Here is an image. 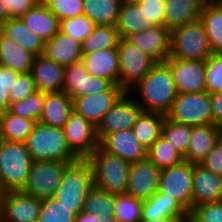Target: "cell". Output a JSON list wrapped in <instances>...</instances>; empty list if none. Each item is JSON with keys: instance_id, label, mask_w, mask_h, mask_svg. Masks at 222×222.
<instances>
[{"instance_id": "cell-1", "label": "cell", "mask_w": 222, "mask_h": 222, "mask_svg": "<svg viewBox=\"0 0 222 222\" xmlns=\"http://www.w3.org/2000/svg\"><path fill=\"white\" fill-rule=\"evenodd\" d=\"M128 92L143 111L160 112L165 115L178 94L171 69L165 62L156 63Z\"/></svg>"}, {"instance_id": "cell-2", "label": "cell", "mask_w": 222, "mask_h": 222, "mask_svg": "<svg viewBox=\"0 0 222 222\" xmlns=\"http://www.w3.org/2000/svg\"><path fill=\"white\" fill-rule=\"evenodd\" d=\"M33 162H75L80 157L69 147L63 128L36 122L32 133L24 142Z\"/></svg>"}, {"instance_id": "cell-3", "label": "cell", "mask_w": 222, "mask_h": 222, "mask_svg": "<svg viewBox=\"0 0 222 222\" xmlns=\"http://www.w3.org/2000/svg\"><path fill=\"white\" fill-rule=\"evenodd\" d=\"M93 186L91 164L86 158H80L66 166L53 197L77 216L83 211L86 196Z\"/></svg>"}, {"instance_id": "cell-4", "label": "cell", "mask_w": 222, "mask_h": 222, "mask_svg": "<svg viewBox=\"0 0 222 222\" xmlns=\"http://www.w3.org/2000/svg\"><path fill=\"white\" fill-rule=\"evenodd\" d=\"M32 163L25 143L0 140V193L23 190Z\"/></svg>"}, {"instance_id": "cell-5", "label": "cell", "mask_w": 222, "mask_h": 222, "mask_svg": "<svg viewBox=\"0 0 222 222\" xmlns=\"http://www.w3.org/2000/svg\"><path fill=\"white\" fill-rule=\"evenodd\" d=\"M94 186L113 194H125L131 163L98 146L87 158Z\"/></svg>"}, {"instance_id": "cell-6", "label": "cell", "mask_w": 222, "mask_h": 222, "mask_svg": "<svg viewBox=\"0 0 222 222\" xmlns=\"http://www.w3.org/2000/svg\"><path fill=\"white\" fill-rule=\"evenodd\" d=\"M204 24L200 19L171 31L170 56L180 60H206L212 55Z\"/></svg>"}, {"instance_id": "cell-7", "label": "cell", "mask_w": 222, "mask_h": 222, "mask_svg": "<svg viewBox=\"0 0 222 222\" xmlns=\"http://www.w3.org/2000/svg\"><path fill=\"white\" fill-rule=\"evenodd\" d=\"M166 118L189 126L213 124L211 94L207 91L177 94Z\"/></svg>"}, {"instance_id": "cell-8", "label": "cell", "mask_w": 222, "mask_h": 222, "mask_svg": "<svg viewBox=\"0 0 222 222\" xmlns=\"http://www.w3.org/2000/svg\"><path fill=\"white\" fill-rule=\"evenodd\" d=\"M119 54V86L128 92L144 78L156 62L126 38L120 37Z\"/></svg>"}, {"instance_id": "cell-9", "label": "cell", "mask_w": 222, "mask_h": 222, "mask_svg": "<svg viewBox=\"0 0 222 222\" xmlns=\"http://www.w3.org/2000/svg\"><path fill=\"white\" fill-rule=\"evenodd\" d=\"M72 162L36 161L32 163L23 192L39 200L53 197L66 166Z\"/></svg>"}, {"instance_id": "cell-10", "label": "cell", "mask_w": 222, "mask_h": 222, "mask_svg": "<svg viewBox=\"0 0 222 222\" xmlns=\"http://www.w3.org/2000/svg\"><path fill=\"white\" fill-rule=\"evenodd\" d=\"M193 163L181 164L160 171L158 192L176 200L189 214L192 211Z\"/></svg>"}, {"instance_id": "cell-11", "label": "cell", "mask_w": 222, "mask_h": 222, "mask_svg": "<svg viewBox=\"0 0 222 222\" xmlns=\"http://www.w3.org/2000/svg\"><path fill=\"white\" fill-rule=\"evenodd\" d=\"M142 111L133 96L125 92L96 127L98 141L105 135L132 129Z\"/></svg>"}, {"instance_id": "cell-12", "label": "cell", "mask_w": 222, "mask_h": 222, "mask_svg": "<svg viewBox=\"0 0 222 222\" xmlns=\"http://www.w3.org/2000/svg\"><path fill=\"white\" fill-rule=\"evenodd\" d=\"M41 200L20 191L0 193V222H37Z\"/></svg>"}, {"instance_id": "cell-13", "label": "cell", "mask_w": 222, "mask_h": 222, "mask_svg": "<svg viewBox=\"0 0 222 222\" xmlns=\"http://www.w3.org/2000/svg\"><path fill=\"white\" fill-rule=\"evenodd\" d=\"M114 84L88 73L82 61L65 67L62 91L73 100L76 97L108 91Z\"/></svg>"}, {"instance_id": "cell-14", "label": "cell", "mask_w": 222, "mask_h": 222, "mask_svg": "<svg viewBox=\"0 0 222 222\" xmlns=\"http://www.w3.org/2000/svg\"><path fill=\"white\" fill-rule=\"evenodd\" d=\"M165 63L171 69L178 94L206 91L205 60H180L170 56Z\"/></svg>"}, {"instance_id": "cell-15", "label": "cell", "mask_w": 222, "mask_h": 222, "mask_svg": "<svg viewBox=\"0 0 222 222\" xmlns=\"http://www.w3.org/2000/svg\"><path fill=\"white\" fill-rule=\"evenodd\" d=\"M63 131L69 147L80 158H87L99 146L96 127L75 111L70 113Z\"/></svg>"}, {"instance_id": "cell-16", "label": "cell", "mask_w": 222, "mask_h": 222, "mask_svg": "<svg viewBox=\"0 0 222 222\" xmlns=\"http://www.w3.org/2000/svg\"><path fill=\"white\" fill-rule=\"evenodd\" d=\"M160 171L148 157L131 163L125 194L140 200L149 199L158 191Z\"/></svg>"}, {"instance_id": "cell-17", "label": "cell", "mask_w": 222, "mask_h": 222, "mask_svg": "<svg viewBox=\"0 0 222 222\" xmlns=\"http://www.w3.org/2000/svg\"><path fill=\"white\" fill-rule=\"evenodd\" d=\"M124 93L120 86L113 85L105 92L76 97L73 100V111L97 127L104 115Z\"/></svg>"}, {"instance_id": "cell-18", "label": "cell", "mask_w": 222, "mask_h": 222, "mask_svg": "<svg viewBox=\"0 0 222 222\" xmlns=\"http://www.w3.org/2000/svg\"><path fill=\"white\" fill-rule=\"evenodd\" d=\"M156 63L170 57L171 30L165 26H154L145 31L133 33L126 38Z\"/></svg>"}, {"instance_id": "cell-19", "label": "cell", "mask_w": 222, "mask_h": 222, "mask_svg": "<svg viewBox=\"0 0 222 222\" xmlns=\"http://www.w3.org/2000/svg\"><path fill=\"white\" fill-rule=\"evenodd\" d=\"M99 146L108 153L134 163L147 158V149L134 136L132 129L105 135Z\"/></svg>"}, {"instance_id": "cell-20", "label": "cell", "mask_w": 222, "mask_h": 222, "mask_svg": "<svg viewBox=\"0 0 222 222\" xmlns=\"http://www.w3.org/2000/svg\"><path fill=\"white\" fill-rule=\"evenodd\" d=\"M222 201V176L201 164H193L192 209L200 204Z\"/></svg>"}, {"instance_id": "cell-21", "label": "cell", "mask_w": 222, "mask_h": 222, "mask_svg": "<svg viewBox=\"0 0 222 222\" xmlns=\"http://www.w3.org/2000/svg\"><path fill=\"white\" fill-rule=\"evenodd\" d=\"M65 67L45 58L43 55L35 57L30 70L36 89L42 93H56L62 91Z\"/></svg>"}, {"instance_id": "cell-22", "label": "cell", "mask_w": 222, "mask_h": 222, "mask_svg": "<svg viewBox=\"0 0 222 222\" xmlns=\"http://www.w3.org/2000/svg\"><path fill=\"white\" fill-rule=\"evenodd\" d=\"M81 61L89 74L104 78L119 86V54L117 48L83 53Z\"/></svg>"}, {"instance_id": "cell-23", "label": "cell", "mask_w": 222, "mask_h": 222, "mask_svg": "<svg viewBox=\"0 0 222 222\" xmlns=\"http://www.w3.org/2000/svg\"><path fill=\"white\" fill-rule=\"evenodd\" d=\"M42 55L58 65L67 67L82 59V44L58 31L50 40L45 41Z\"/></svg>"}, {"instance_id": "cell-24", "label": "cell", "mask_w": 222, "mask_h": 222, "mask_svg": "<svg viewBox=\"0 0 222 222\" xmlns=\"http://www.w3.org/2000/svg\"><path fill=\"white\" fill-rule=\"evenodd\" d=\"M220 131L214 124L193 126L184 161L200 164L220 138Z\"/></svg>"}, {"instance_id": "cell-25", "label": "cell", "mask_w": 222, "mask_h": 222, "mask_svg": "<svg viewBox=\"0 0 222 222\" xmlns=\"http://www.w3.org/2000/svg\"><path fill=\"white\" fill-rule=\"evenodd\" d=\"M207 0H165L164 26L171 31L200 19Z\"/></svg>"}, {"instance_id": "cell-26", "label": "cell", "mask_w": 222, "mask_h": 222, "mask_svg": "<svg viewBox=\"0 0 222 222\" xmlns=\"http://www.w3.org/2000/svg\"><path fill=\"white\" fill-rule=\"evenodd\" d=\"M20 18L27 28L41 37L44 42L50 40L59 31V19L44 2L36 3Z\"/></svg>"}, {"instance_id": "cell-27", "label": "cell", "mask_w": 222, "mask_h": 222, "mask_svg": "<svg viewBox=\"0 0 222 222\" xmlns=\"http://www.w3.org/2000/svg\"><path fill=\"white\" fill-rule=\"evenodd\" d=\"M73 111V99L65 92L45 93L40 123L63 128Z\"/></svg>"}, {"instance_id": "cell-28", "label": "cell", "mask_w": 222, "mask_h": 222, "mask_svg": "<svg viewBox=\"0 0 222 222\" xmlns=\"http://www.w3.org/2000/svg\"><path fill=\"white\" fill-rule=\"evenodd\" d=\"M142 220L157 218H187L189 213L173 198L160 192L154 193L142 203Z\"/></svg>"}, {"instance_id": "cell-29", "label": "cell", "mask_w": 222, "mask_h": 222, "mask_svg": "<svg viewBox=\"0 0 222 222\" xmlns=\"http://www.w3.org/2000/svg\"><path fill=\"white\" fill-rule=\"evenodd\" d=\"M115 26L119 36L127 38L133 33L145 31L156 25L148 22L147 14L140 4L122 2Z\"/></svg>"}, {"instance_id": "cell-30", "label": "cell", "mask_w": 222, "mask_h": 222, "mask_svg": "<svg viewBox=\"0 0 222 222\" xmlns=\"http://www.w3.org/2000/svg\"><path fill=\"white\" fill-rule=\"evenodd\" d=\"M3 35L35 56L43 53L44 40L28 29L20 17L10 18L4 22Z\"/></svg>"}, {"instance_id": "cell-31", "label": "cell", "mask_w": 222, "mask_h": 222, "mask_svg": "<svg viewBox=\"0 0 222 222\" xmlns=\"http://www.w3.org/2000/svg\"><path fill=\"white\" fill-rule=\"evenodd\" d=\"M200 20L204 24L213 53H222V1L207 0L201 10Z\"/></svg>"}, {"instance_id": "cell-32", "label": "cell", "mask_w": 222, "mask_h": 222, "mask_svg": "<svg viewBox=\"0 0 222 222\" xmlns=\"http://www.w3.org/2000/svg\"><path fill=\"white\" fill-rule=\"evenodd\" d=\"M35 55L23 49L19 44L2 35L0 37V65L18 71L30 72Z\"/></svg>"}, {"instance_id": "cell-33", "label": "cell", "mask_w": 222, "mask_h": 222, "mask_svg": "<svg viewBox=\"0 0 222 222\" xmlns=\"http://www.w3.org/2000/svg\"><path fill=\"white\" fill-rule=\"evenodd\" d=\"M166 116L160 112L142 111L132 131L137 140L148 150L161 136Z\"/></svg>"}, {"instance_id": "cell-34", "label": "cell", "mask_w": 222, "mask_h": 222, "mask_svg": "<svg viewBox=\"0 0 222 222\" xmlns=\"http://www.w3.org/2000/svg\"><path fill=\"white\" fill-rule=\"evenodd\" d=\"M36 124L34 120L10 113L0 114V140L24 143Z\"/></svg>"}, {"instance_id": "cell-35", "label": "cell", "mask_w": 222, "mask_h": 222, "mask_svg": "<svg viewBox=\"0 0 222 222\" xmlns=\"http://www.w3.org/2000/svg\"><path fill=\"white\" fill-rule=\"evenodd\" d=\"M122 0H83V15L96 25L115 26Z\"/></svg>"}, {"instance_id": "cell-36", "label": "cell", "mask_w": 222, "mask_h": 222, "mask_svg": "<svg viewBox=\"0 0 222 222\" xmlns=\"http://www.w3.org/2000/svg\"><path fill=\"white\" fill-rule=\"evenodd\" d=\"M119 39L116 26L97 25L94 31L82 42V53L117 48Z\"/></svg>"}, {"instance_id": "cell-37", "label": "cell", "mask_w": 222, "mask_h": 222, "mask_svg": "<svg viewBox=\"0 0 222 222\" xmlns=\"http://www.w3.org/2000/svg\"><path fill=\"white\" fill-rule=\"evenodd\" d=\"M116 194L93 186L86 196L83 211L102 219L114 215Z\"/></svg>"}, {"instance_id": "cell-38", "label": "cell", "mask_w": 222, "mask_h": 222, "mask_svg": "<svg viewBox=\"0 0 222 222\" xmlns=\"http://www.w3.org/2000/svg\"><path fill=\"white\" fill-rule=\"evenodd\" d=\"M147 157L160 169L181 164L183 156L162 135L147 150Z\"/></svg>"}, {"instance_id": "cell-39", "label": "cell", "mask_w": 222, "mask_h": 222, "mask_svg": "<svg viewBox=\"0 0 222 222\" xmlns=\"http://www.w3.org/2000/svg\"><path fill=\"white\" fill-rule=\"evenodd\" d=\"M192 126L165 118L161 135L184 157L189 147Z\"/></svg>"}, {"instance_id": "cell-40", "label": "cell", "mask_w": 222, "mask_h": 222, "mask_svg": "<svg viewBox=\"0 0 222 222\" xmlns=\"http://www.w3.org/2000/svg\"><path fill=\"white\" fill-rule=\"evenodd\" d=\"M45 93L35 91L25 99L10 103L8 111L20 117H26L39 122L43 111Z\"/></svg>"}, {"instance_id": "cell-41", "label": "cell", "mask_w": 222, "mask_h": 222, "mask_svg": "<svg viewBox=\"0 0 222 222\" xmlns=\"http://www.w3.org/2000/svg\"><path fill=\"white\" fill-rule=\"evenodd\" d=\"M143 200L127 194H116L114 216L117 222H141Z\"/></svg>"}, {"instance_id": "cell-42", "label": "cell", "mask_w": 222, "mask_h": 222, "mask_svg": "<svg viewBox=\"0 0 222 222\" xmlns=\"http://www.w3.org/2000/svg\"><path fill=\"white\" fill-rule=\"evenodd\" d=\"M76 216L71 209L63 206L54 197L41 200V208L37 222H75Z\"/></svg>"}, {"instance_id": "cell-43", "label": "cell", "mask_w": 222, "mask_h": 222, "mask_svg": "<svg viewBox=\"0 0 222 222\" xmlns=\"http://www.w3.org/2000/svg\"><path fill=\"white\" fill-rule=\"evenodd\" d=\"M96 26L86 15H80L60 21L59 31L82 44Z\"/></svg>"}, {"instance_id": "cell-44", "label": "cell", "mask_w": 222, "mask_h": 222, "mask_svg": "<svg viewBox=\"0 0 222 222\" xmlns=\"http://www.w3.org/2000/svg\"><path fill=\"white\" fill-rule=\"evenodd\" d=\"M205 88L209 94L222 92V53H212L205 60Z\"/></svg>"}, {"instance_id": "cell-45", "label": "cell", "mask_w": 222, "mask_h": 222, "mask_svg": "<svg viewBox=\"0 0 222 222\" xmlns=\"http://www.w3.org/2000/svg\"><path fill=\"white\" fill-rule=\"evenodd\" d=\"M44 3L59 21L83 15V0H46Z\"/></svg>"}, {"instance_id": "cell-46", "label": "cell", "mask_w": 222, "mask_h": 222, "mask_svg": "<svg viewBox=\"0 0 222 222\" xmlns=\"http://www.w3.org/2000/svg\"><path fill=\"white\" fill-rule=\"evenodd\" d=\"M20 72L0 65V114L6 112L10 106V90Z\"/></svg>"}, {"instance_id": "cell-47", "label": "cell", "mask_w": 222, "mask_h": 222, "mask_svg": "<svg viewBox=\"0 0 222 222\" xmlns=\"http://www.w3.org/2000/svg\"><path fill=\"white\" fill-rule=\"evenodd\" d=\"M190 214L198 222H222V201L200 204Z\"/></svg>"}, {"instance_id": "cell-48", "label": "cell", "mask_w": 222, "mask_h": 222, "mask_svg": "<svg viewBox=\"0 0 222 222\" xmlns=\"http://www.w3.org/2000/svg\"><path fill=\"white\" fill-rule=\"evenodd\" d=\"M37 91L30 72L20 73L10 90V103L18 102Z\"/></svg>"}, {"instance_id": "cell-49", "label": "cell", "mask_w": 222, "mask_h": 222, "mask_svg": "<svg viewBox=\"0 0 222 222\" xmlns=\"http://www.w3.org/2000/svg\"><path fill=\"white\" fill-rule=\"evenodd\" d=\"M165 0H145L140 6L145 10L148 22L156 26H164V5Z\"/></svg>"}, {"instance_id": "cell-50", "label": "cell", "mask_w": 222, "mask_h": 222, "mask_svg": "<svg viewBox=\"0 0 222 222\" xmlns=\"http://www.w3.org/2000/svg\"><path fill=\"white\" fill-rule=\"evenodd\" d=\"M212 173L222 176V139L219 138L212 150L206 155L200 163Z\"/></svg>"}, {"instance_id": "cell-51", "label": "cell", "mask_w": 222, "mask_h": 222, "mask_svg": "<svg viewBox=\"0 0 222 222\" xmlns=\"http://www.w3.org/2000/svg\"><path fill=\"white\" fill-rule=\"evenodd\" d=\"M7 20L17 18L29 11L37 2L35 0H5Z\"/></svg>"}, {"instance_id": "cell-52", "label": "cell", "mask_w": 222, "mask_h": 222, "mask_svg": "<svg viewBox=\"0 0 222 222\" xmlns=\"http://www.w3.org/2000/svg\"><path fill=\"white\" fill-rule=\"evenodd\" d=\"M213 105V124L222 129V92L211 94Z\"/></svg>"}, {"instance_id": "cell-53", "label": "cell", "mask_w": 222, "mask_h": 222, "mask_svg": "<svg viewBox=\"0 0 222 222\" xmlns=\"http://www.w3.org/2000/svg\"><path fill=\"white\" fill-rule=\"evenodd\" d=\"M75 222H117V219L114 215L102 219L96 215L82 211L76 216Z\"/></svg>"}, {"instance_id": "cell-54", "label": "cell", "mask_w": 222, "mask_h": 222, "mask_svg": "<svg viewBox=\"0 0 222 222\" xmlns=\"http://www.w3.org/2000/svg\"><path fill=\"white\" fill-rule=\"evenodd\" d=\"M141 222H187V218L175 217V218H157L154 220H142Z\"/></svg>"}, {"instance_id": "cell-55", "label": "cell", "mask_w": 222, "mask_h": 222, "mask_svg": "<svg viewBox=\"0 0 222 222\" xmlns=\"http://www.w3.org/2000/svg\"><path fill=\"white\" fill-rule=\"evenodd\" d=\"M6 20H7L6 1L0 0V21L5 22Z\"/></svg>"}, {"instance_id": "cell-56", "label": "cell", "mask_w": 222, "mask_h": 222, "mask_svg": "<svg viewBox=\"0 0 222 222\" xmlns=\"http://www.w3.org/2000/svg\"><path fill=\"white\" fill-rule=\"evenodd\" d=\"M144 1L145 0H122V2H124V3H136V4H140Z\"/></svg>"}, {"instance_id": "cell-57", "label": "cell", "mask_w": 222, "mask_h": 222, "mask_svg": "<svg viewBox=\"0 0 222 222\" xmlns=\"http://www.w3.org/2000/svg\"><path fill=\"white\" fill-rule=\"evenodd\" d=\"M187 222H198L191 214L187 217Z\"/></svg>"}, {"instance_id": "cell-58", "label": "cell", "mask_w": 222, "mask_h": 222, "mask_svg": "<svg viewBox=\"0 0 222 222\" xmlns=\"http://www.w3.org/2000/svg\"><path fill=\"white\" fill-rule=\"evenodd\" d=\"M3 24L4 22L0 21V37L3 35Z\"/></svg>"}, {"instance_id": "cell-59", "label": "cell", "mask_w": 222, "mask_h": 222, "mask_svg": "<svg viewBox=\"0 0 222 222\" xmlns=\"http://www.w3.org/2000/svg\"><path fill=\"white\" fill-rule=\"evenodd\" d=\"M37 3L45 2L46 0H35Z\"/></svg>"}, {"instance_id": "cell-60", "label": "cell", "mask_w": 222, "mask_h": 222, "mask_svg": "<svg viewBox=\"0 0 222 222\" xmlns=\"http://www.w3.org/2000/svg\"><path fill=\"white\" fill-rule=\"evenodd\" d=\"M220 138L222 139V129H221V131H220Z\"/></svg>"}]
</instances>
